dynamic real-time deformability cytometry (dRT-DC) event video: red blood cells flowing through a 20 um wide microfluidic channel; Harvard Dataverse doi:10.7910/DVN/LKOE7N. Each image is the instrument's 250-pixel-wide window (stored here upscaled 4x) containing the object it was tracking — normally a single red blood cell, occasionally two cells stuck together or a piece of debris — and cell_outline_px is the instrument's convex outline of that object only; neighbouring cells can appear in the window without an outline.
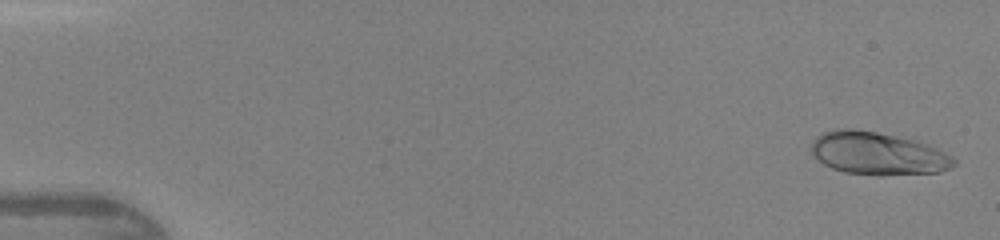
{"species": "human", "species_latin": "Homo sapiens", "temperature_condition": "warm", "stored_images_in_passage": 45, "camera_frame_rate_fps": 3000, "um_per_image_px": 0.085, "donor": {"sex": "female"}, "frame": {"image": 1, "passage_image": 2, "time_ms": 0.333, "image_size_px": [1000, 240], "cell_outline_px": [[956, 164], [940, 172], [880, 176], [876, 176], [844, 172], [832, 168], [824, 164], [812, 152], [812, 140], [820, 132], [836, 128], [856, 128], [916, 140], [928, 144], [952, 156], [956, 160]], "centroid_in_image_um": [74.6, 13.04], "position_along_channel_um": 10.4, "area_um2": 35.84}}
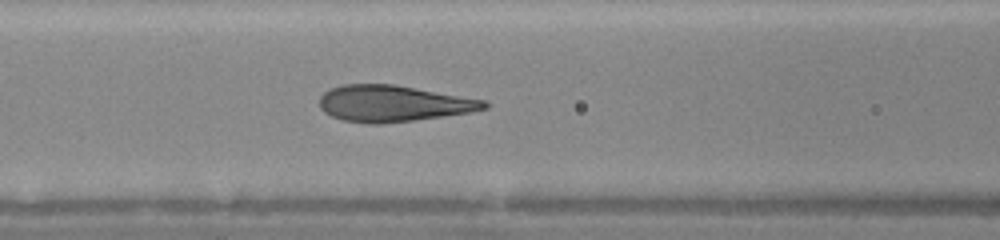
{"frame": {"image": 2, "passage_image": 20, "time_ms": 6.333, "image_size_px": [1000, 240], "cell_outline_px": [[492, 104], [488, 108], [472, 112], [444, 116], [380, 124], [368, 124], [340, 120], [324, 112], [320, 108], [320, 96], [324, 92], [332, 88], [344, 84], [392, 84], [484, 100]], "centroid_in_image_um": [33.41, 8.81], "position_along_channel_um": 133.2, "area_um2": 34.8}}
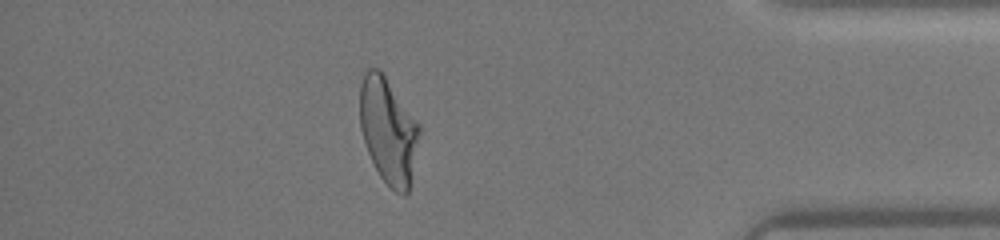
{"frame": {"image": 3, "passage_image": 40, "time_ms": 13.0, "image_size_px": [1000, 240], "cell_outline_px": [[420, 132], [408, 192], [404, 196], [396, 192], [380, 176], [368, 152], [360, 128], [360, 84], [364, 72], [368, 68], [380, 68], [420, 124]], "centroid_in_image_um": [33.0, 11.05], "position_along_channel_um": 402.2, "area_um2": 36.53}}